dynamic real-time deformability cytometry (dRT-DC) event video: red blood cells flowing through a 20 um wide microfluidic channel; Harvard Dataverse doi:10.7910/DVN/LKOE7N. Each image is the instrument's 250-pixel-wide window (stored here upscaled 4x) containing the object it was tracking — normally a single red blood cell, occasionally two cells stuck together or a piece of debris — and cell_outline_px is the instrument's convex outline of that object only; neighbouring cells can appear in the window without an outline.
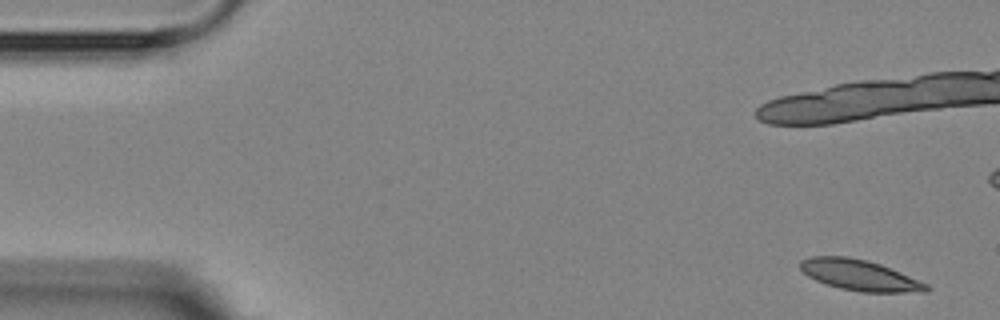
{"species": "Egyptian fruit bat (a non-hibernating species)", "species_latin": "Rousettus aegyptiacus", "temperature_condition": "room temperature", "stored_images_in_passage": 7, "camera_frame_rate_fps": 3000, "um_per_image_px": 0.085, "animal": {"sex": "female"}, "frame": {"image": 1, "passage_image": 1, "time_ms": 0.0, "image_size_px": [1000, 320], "cell_outline_px": [[932, 288], [928, 292], [860, 292], [840, 288], [816, 280], [808, 276], [800, 268], [800, 260], [812, 256], [848, 256], [880, 264], [900, 272], [928, 284]], "centroid_in_image_um": [73.09, 23.39], "position_along_channel_um": 11.9, "area_um2": 22.48}}